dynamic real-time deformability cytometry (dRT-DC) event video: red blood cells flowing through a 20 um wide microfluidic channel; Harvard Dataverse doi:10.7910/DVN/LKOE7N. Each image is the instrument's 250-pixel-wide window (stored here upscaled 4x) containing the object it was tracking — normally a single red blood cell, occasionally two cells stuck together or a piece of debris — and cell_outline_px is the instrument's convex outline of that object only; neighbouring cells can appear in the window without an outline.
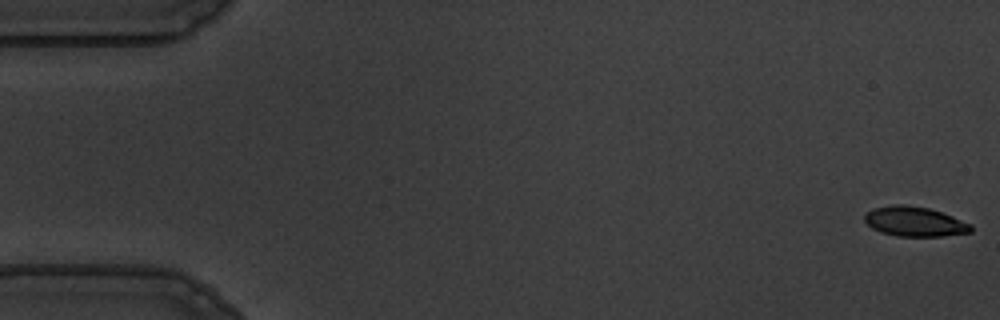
{"species": "common noctule bat (a hibernating species)", "species_latin": "Nyctalus noctula", "temperature_condition": "warm", "stored_images_in_passage": 55, "camera_frame_rate_fps": 3000, "um_per_image_px": 0.085, "animal": {"sex": "male", "body_mass_g": 19.5, "forearm_length_mm": 54.6}, "frame": {"image": 1, "passage_image": 1, "time_ms": 0.0, "image_size_px": [1000, 320], "cell_outline_px": [[972, 232], [944, 236], [896, 236], [880, 232], [872, 228], [864, 220], [864, 216], [872, 208], [892, 204], [904, 204], [928, 208], [952, 216], [972, 224]], "centroid_in_image_um": [77.74, 18.83], "position_along_channel_um": 7.3, "area_um2": 18.5}}
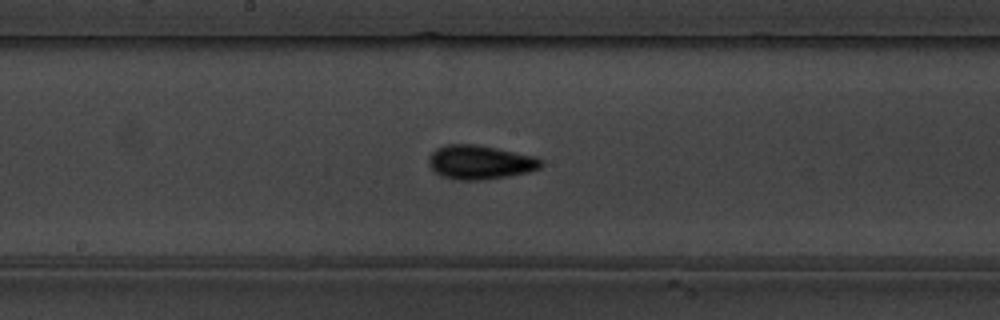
{"frame": {"image": 2, "passage_image": 29, "time_ms": 9.333, "image_size_px": [1000, 320], "cell_outline_px": [[544, 164], [540, 168], [528, 172], [508, 176], [480, 180], [456, 180], [440, 176], [428, 164], [428, 160], [432, 152], [436, 148], [448, 144], [476, 144], [536, 156], [544, 160]], "centroid_in_image_um": [40.82, 13.79], "position_along_channel_um": 207.4, "area_um2": 22.43}}
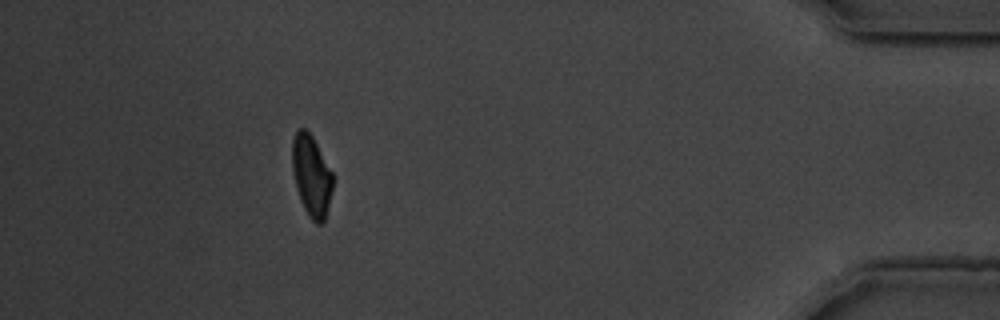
{"frame": {"image": 3, "passage_image": 50, "time_ms": 16.333, "image_size_px": [1000, 320], "cell_outline_px": [[332, 188], [324, 220], [320, 224], [316, 224], [308, 216], [300, 200], [296, 188], [292, 168], [292, 140], [296, 132], [300, 128], [304, 128], [312, 136], [332, 172]], "centroid_in_image_um": [26.45, 14.94], "position_along_channel_um": 408.8, "area_um2": 18.9}, "authors_computed_cell_mechanics": {"area_um2": 19.8832, "velocity_mm_per_s": 3.6658, "shape_relaxation_time_tau1_ms": 3.2134, "shape_relaxation_time_tau2_ms": 2.688, "deformation_change_tau1": 0.1228, "deformation_change_tau2": 0.071}}